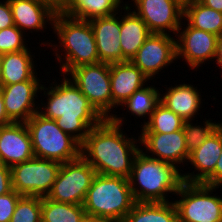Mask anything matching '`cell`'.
Returning a JSON list of instances; mask_svg holds the SVG:
<instances>
[{"label": "cell", "mask_w": 222, "mask_h": 222, "mask_svg": "<svg viewBox=\"0 0 222 222\" xmlns=\"http://www.w3.org/2000/svg\"><path fill=\"white\" fill-rule=\"evenodd\" d=\"M21 197L15 190L0 195V222H10L16 204Z\"/></svg>", "instance_id": "obj_33"}, {"label": "cell", "mask_w": 222, "mask_h": 222, "mask_svg": "<svg viewBox=\"0 0 222 222\" xmlns=\"http://www.w3.org/2000/svg\"><path fill=\"white\" fill-rule=\"evenodd\" d=\"M124 222H179L174 202H136Z\"/></svg>", "instance_id": "obj_26"}, {"label": "cell", "mask_w": 222, "mask_h": 222, "mask_svg": "<svg viewBox=\"0 0 222 222\" xmlns=\"http://www.w3.org/2000/svg\"><path fill=\"white\" fill-rule=\"evenodd\" d=\"M212 120H206L204 126L194 125L192 120L185 121L183 124V131L185 134L186 147L189 152L199 147L207 137L214 132L222 123L211 122Z\"/></svg>", "instance_id": "obj_31"}, {"label": "cell", "mask_w": 222, "mask_h": 222, "mask_svg": "<svg viewBox=\"0 0 222 222\" xmlns=\"http://www.w3.org/2000/svg\"><path fill=\"white\" fill-rule=\"evenodd\" d=\"M40 80H26L10 85H1L0 91L8 117L13 122H27L38 112L39 104H35L37 93L41 92ZM39 90V91H38ZM36 106V108H35Z\"/></svg>", "instance_id": "obj_14"}, {"label": "cell", "mask_w": 222, "mask_h": 222, "mask_svg": "<svg viewBox=\"0 0 222 222\" xmlns=\"http://www.w3.org/2000/svg\"><path fill=\"white\" fill-rule=\"evenodd\" d=\"M86 216L83 205L42 197L41 222H85Z\"/></svg>", "instance_id": "obj_27"}, {"label": "cell", "mask_w": 222, "mask_h": 222, "mask_svg": "<svg viewBox=\"0 0 222 222\" xmlns=\"http://www.w3.org/2000/svg\"><path fill=\"white\" fill-rule=\"evenodd\" d=\"M139 16L151 33L175 36L184 16V0H132ZM137 11V12H136ZM168 31V33H167Z\"/></svg>", "instance_id": "obj_11"}, {"label": "cell", "mask_w": 222, "mask_h": 222, "mask_svg": "<svg viewBox=\"0 0 222 222\" xmlns=\"http://www.w3.org/2000/svg\"><path fill=\"white\" fill-rule=\"evenodd\" d=\"M203 5L222 12V0H199Z\"/></svg>", "instance_id": "obj_38"}, {"label": "cell", "mask_w": 222, "mask_h": 222, "mask_svg": "<svg viewBox=\"0 0 222 222\" xmlns=\"http://www.w3.org/2000/svg\"><path fill=\"white\" fill-rule=\"evenodd\" d=\"M85 222H124L110 217H98L87 215Z\"/></svg>", "instance_id": "obj_39"}, {"label": "cell", "mask_w": 222, "mask_h": 222, "mask_svg": "<svg viewBox=\"0 0 222 222\" xmlns=\"http://www.w3.org/2000/svg\"><path fill=\"white\" fill-rule=\"evenodd\" d=\"M36 158L65 163L81 156V144L62 131L55 120L36 112L25 122Z\"/></svg>", "instance_id": "obj_6"}, {"label": "cell", "mask_w": 222, "mask_h": 222, "mask_svg": "<svg viewBox=\"0 0 222 222\" xmlns=\"http://www.w3.org/2000/svg\"><path fill=\"white\" fill-rule=\"evenodd\" d=\"M96 174L95 169L82 156L62 163L47 197L57 202L82 205Z\"/></svg>", "instance_id": "obj_10"}, {"label": "cell", "mask_w": 222, "mask_h": 222, "mask_svg": "<svg viewBox=\"0 0 222 222\" xmlns=\"http://www.w3.org/2000/svg\"><path fill=\"white\" fill-rule=\"evenodd\" d=\"M62 80L61 84L54 80L49 88L42 85L40 90L48 96V101L46 104L41 102L38 113L55 120L62 131L82 144L90 129L100 124L104 118L66 75H63Z\"/></svg>", "instance_id": "obj_2"}, {"label": "cell", "mask_w": 222, "mask_h": 222, "mask_svg": "<svg viewBox=\"0 0 222 222\" xmlns=\"http://www.w3.org/2000/svg\"><path fill=\"white\" fill-rule=\"evenodd\" d=\"M148 154L140 149L134 158L128 177L133 197L136 202H169V193L176 194L184 182L181 171Z\"/></svg>", "instance_id": "obj_3"}, {"label": "cell", "mask_w": 222, "mask_h": 222, "mask_svg": "<svg viewBox=\"0 0 222 222\" xmlns=\"http://www.w3.org/2000/svg\"><path fill=\"white\" fill-rule=\"evenodd\" d=\"M34 157L31 137L24 122L0 127V163L12 167Z\"/></svg>", "instance_id": "obj_16"}, {"label": "cell", "mask_w": 222, "mask_h": 222, "mask_svg": "<svg viewBox=\"0 0 222 222\" xmlns=\"http://www.w3.org/2000/svg\"><path fill=\"white\" fill-rule=\"evenodd\" d=\"M30 50L1 55V85L20 83L26 80H40L37 77ZM36 73V74H35Z\"/></svg>", "instance_id": "obj_23"}, {"label": "cell", "mask_w": 222, "mask_h": 222, "mask_svg": "<svg viewBox=\"0 0 222 222\" xmlns=\"http://www.w3.org/2000/svg\"><path fill=\"white\" fill-rule=\"evenodd\" d=\"M219 187L183 182L174 203L179 222H222V198L211 195Z\"/></svg>", "instance_id": "obj_7"}, {"label": "cell", "mask_w": 222, "mask_h": 222, "mask_svg": "<svg viewBox=\"0 0 222 222\" xmlns=\"http://www.w3.org/2000/svg\"><path fill=\"white\" fill-rule=\"evenodd\" d=\"M11 123H13V121L8 117L6 113L4 102H3V96L0 91V127L11 124Z\"/></svg>", "instance_id": "obj_37"}, {"label": "cell", "mask_w": 222, "mask_h": 222, "mask_svg": "<svg viewBox=\"0 0 222 222\" xmlns=\"http://www.w3.org/2000/svg\"><path fill=\"white\" fill-rule=\"evenodd\" d=\"M3 2L0 1V30L14 26L9 0Z\"/></svg>", "instance_id": "obj_35"}, {"label": "cell", "mask_w": 222, "mask_h": 222, "mask_svg": "<svg viewBox=\"0 0 222 222\" xmlns=\"http://www.w3.org/2000/svg\"><path fill=\"white\" fill-rule=\"evenodd\" d=\"M66 75L71 76L70 80L104 119L111 118L112 93L109 63L80 65L71 69Z\"/></svg>", "instance_id": "obj_8"}, {"label": "cell", "mask_w": 222, "mask_h": 222, "mask_svg": "<svg viewBox=\"0 0 222 222\" xmlns=\"http://www.w3.org/2000/svg\"><path fill=\"white\" fill-rule=\"evenodd\" d=\"M135 203L127 178L96 174L82 205L86 215L124 221Z\"/></svg>", "instance_id": "obj_5"}, {"label": "cell", "mask_w": 222, "mask_h": 222, "mask_svg": "<svg viewBox=\"0 0 222 222\" xmlns=\"http://www.w3.org/2000/svg\"><path fill=\"white\" fill-rule=\"evenodd\" d=\"M121 2L124 3L122 0H67L60 11L71 18L90 21L119 13L127 5L120 6Z\"/></svg>", "instance_id": "obj_24"}, {"label": "cell", "mask_w": 222, "mask_h": 222, "mask_svg": "<svg viewBox=\"0 0 222 222\" xmlns=\"http://www.w3.org/2000/svg\"><path fill=\"white\" fill-rule=\"evenodd\" d=\"M13 191L10 167L0 163V195Z\"/></svg>", "instance_id": "obj_34"}, {"label": "cell", "mask_w": 222, "mask_h": 222, "mask_svg": "<svg viewBox=\"0 0 222 222\" xmlns=\"http://www.w3.org/2000/svg\"><path fill=\"white\" fill-rule=\"evenodd\" d=\"M128 5L129 3L123 9L127 12L125 11V15L120 19V46L123 56L130 61L151 32L139 16L133 11L129 12L130 6Z\"/></svg>", "instance_id": "obj_22"}, {"label": "cell", "mask_w": 222, "mask_h": 222, "mask_svg": "<svg viewBox=\"0 0 222 222\" xmlns=\"http://www.w3.org/2000/svg\"><path fill=\"white\" fill-rule=\"evenodd\" d=\"M14 25L23 33L28 30L39 31L53 25L57 10L45 0H9ZM25 30V31H24Z\"/></svg>", "instance_id": "obj_19"}, {"label": "cell", "mask_w": 222, "mask_h": 222, "mask_svg": "<svg viewBox=\"0 0 222 222\" xmlns=\"http://www.w3.org/2000/svg\"><path fill=\"white\" fill-rule=\"evenodd\" d=\"M0 87H1V55H0Z\"/></svg>", "instance_id": "obj_42"}, {"label": "cell", "mask_w": 222, "mask_h": 222, "mask_svg": "<svg viewBox=\"0 0 222 222\" xmlns=\"http://www.w3.org/2000/svg\"><path fill=\"white\" fill-rule=\"evenodd\" d=\"M222 151V124L207 139L189 153L188 161L198 172L184 173L182 178L188 183H203L215 170Z\"/></svg>", "instance_id": "obj_18"}, {"label": "cell", "mask_w": 222, "mask_h": 222, "mask_svg": "<svg viewBox=\"0 0 222 222\" xmlns=\"http://www.w3.org/2000/svg\"><path fill=\"white\" fill-rule=\"evenodd\" d=\"M115 13L90 20L100 62H127L120 46V16Z\"/></svg>", "instance_id": "obj_17"}, {"label": "cell", "mask_w": 222, "mask_h": 222, "mask_svg": "<svg viewBox=\"0 0 222 222\" xmlns=\"http://www.w3.org/2000/svg\"><path fill=\"white\" fill-rule=\"evenodd\" d=\"M203 184L214 187L222 186V151L216 163L214 172L203 182Z\"/></svg>", "instance_id": "obj_36"}, {"label": "cell", "mask_w": 222, "mask_h": 222, "mask_svg": "<svg viewBox=\"0 0 222 222\" xmlns=\"http://www.w3.org/2000/svg\"><path fill=\"white\" fill-rule=\"evenodd\" d=\"M111 113L92 127L81 144V156L95 169L97 174L127 178L130 176L133 161L140 151L135 138L123 133V119Z\"/></svg>", "instance_id": "obj_1"}, {"label": "cell", "mask_w": 222, "mask_h": 222, "mask_svg": "<svg viewBox=\"0 0 222 222\" xmlns=\"http://www.w3.org/2000/svg\"><path fill=\"white\" fill-rule=\"evenodd\" d=\"M24 33L17 27L11 26L0 30V55L26 50Z\"/></svg>", "instance_id": "obj_32"}, {"label": "cell", "mask_w": 222, "mask_h": 222, "mask_svg": "<svg viewBox=\"0 0 222 222\" xmlns=\"http://www.w3.org/2000/svg\"><path fill=\"white\" fill-rule=\"evenodd\" d=\"M184 122L185 120L159 102L149 120L142 124L141 133H172L182 130Z\"/></svg>", "instance_id": "obj_28"}, {"label": "cell", "mask_w": 222, "mask_h": 222, "mask_svg": "<svg viewBox=\"0 0 222 222\" xmlns=\"http://www.w3.org/2000/svg\"><path fill=\"white\" fill-rule=\"evenodd\" d=\"M182 25L183 22L176 35L179 38L176 39L177 59L183 58L191 69H196L206 60L215 58L218 36L194 28L189 23L185 29Z\"/></svg>", "instance_id": "obj_13"}, {"label": "cell", "mask_w": 222, "mask_h": 222, "mask_svg": "<svg viewBox=\"0 0 222 222\" xmlns=\"http://www.w3.org/2000/svg\"><path fill=\"white\" fill-rule=\"evenodd\" d=\"M192 27L219 36L222 34V12L203 5L199 0H184V16Z\"/></svg>", "instance_id": "obj_25"}, {"label": "cell", "mask_w": 222, "mask_h": 222, "mask_svg": "<svg viewBox=\"0 0 222 222\" xmlns=\"http://www.w3.org/2000/svg\"><path fill=\"white\" fill-rule=\"evenodd\" d=\"M52 28L55 35L57 34L60 45H50L48 42L43 44L55 47L53 51L56 50L54 53L57 61L60 62L61 74L66 75L71 69L80 65L100 62L94 32L89 21L74 19L58 11ZM60 46L64 49L63 58L62 54H59Z\"/></svg>", "instance_id": "obj_4"}, {"label": "cell", "mask_w": 222, "mask_h": 222, "mask_svg": "<svg viewBox=\"0 0 222 222\" xmlns=\"http://www.w3.org/2000/svg\"><path fill=\"white\" fill-rule=\"evenodd\" d=\"M160 96L161 93L156 87H142L123 102L121 107H127L128 112L135 117H148L147 119H149L156 105L160 102Z\"/></svg>", "instance_id": "obj_29"}, {"label": "cell", "mask_w": 222, "mask_h": 222, "mask_svg": "<svg viewBox=\"0 0 222 222\" xmlns=\"http://www.w3.org/2000/svg\"><path fill=\"white\" fill-rule=\"evenodd\" d=\"M215 59L216 64L222 69V34L218 36Z\"/></svg>", "instance_id": "obj_40"}, {"label": "cell", "mask_w": 222, "mask_h": 222, "mask_svg": "<svg viewBox=\"0 0 222 222\" xmlns=\"http://www.w3.org/2000/svg\"><path fill=\"white\" fill-rule=\"evenodd\" d=\"M61 163L32 158L10 167L13 190L21 196L46 197L57 179Z\"/></svg>", "instance_id": "obj_9"}, {"label": "cell", "mask_w": 222, "mask_h": 222, "mask_svg": "<svg viewBox=\"0 0 222 222\" xmlns=\"http://www.w3.org/2000/svg\"><path fill=\"white\" fill-rule=\"evenodd\" d=\"M148 80L131 61L111 63L112 109L125 102L136 90L142 88Z\"/></svg>", "instance_id": "obj_20"}, {"label": "cell", "mask_w": 222, "mask_h": 222, "mask_svg": "<svg viewBox=\"0 0 222 222\" xmlns=\"http://www.w3.org/2000/svg\"><path fill=\"white\" fill-rule=\"evenodd\" d=\"M199 94L197 87L183 83L170 86L163 97H160V102L183 120H194L193 117L200 111L202 103Z\"/></svg>", "instance_id": "obj_21"}, {"label": "cell", "mask_w": 222, "mask_h": 222, "mask_svg": "<svg viewBox=\"0 0 222 222\" xmlns=\"http://www.w3.org/2000/svg\"><path fill=\"white\" fill-rule=\"evenodd\" d=\"M171 36L151 33L130 60L149 80L177 60L176 38Z\"/></svg>", "instance_id": "obj_12"}, {"label": "cell", "mask_w": 222, "mask_h": 222, "mask_svg": "<svg viewBox=\"0 0 222 222\" xmlns=\"http://www.w3.org/2000/svg\"><path fill=\"white\" fill-rule=\"evenodd\" d=\"M45 1L52 4L59 11L65 6L67 2V0H45Z\"/></svg>", "instance_id": "obj_41"}, {"label": "cell", "mask_w": 222, "mask_h": 222, "mask_svg": "<svg viewBox=\"0 0 222 222\" xmlns=\"http://www.w3.org/2000/svg\"><path fill=\"white\" fill-rule=\"evenodd\" d=\"M140 146L143 144L150 157L179 167L188 161L189 151L186 147L183 129L172 133H141ZM157 156V157H155Z\"/></svg>", "instance_id": "obj_15"}, {"label": "cell", "mask_w": 222, "mask_h": 222, "mask_svg": "<svg viewBox=\"0 0 222 222\" xmlns=\"http://www.w3.org/2000/svg\"><path fill=\"white\" fill-rule=\"evenodd\" d=\"M42 197L22 196L10 222H41Z\"/></svg>", "instance_id": "obj_30"}]
</instances>
